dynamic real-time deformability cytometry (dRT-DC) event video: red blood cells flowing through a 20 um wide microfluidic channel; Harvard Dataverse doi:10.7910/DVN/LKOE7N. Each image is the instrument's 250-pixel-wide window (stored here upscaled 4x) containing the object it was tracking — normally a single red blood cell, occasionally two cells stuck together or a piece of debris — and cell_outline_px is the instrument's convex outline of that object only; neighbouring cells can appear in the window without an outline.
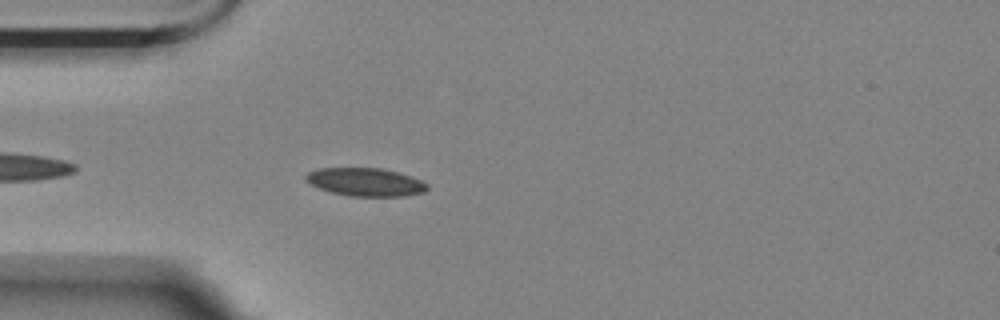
{"species": "Egyptian fruit bat (a non-hibernating species)", "species_latin": "Rousettus aegyptiacus", "temperature_condition": "room temperature", "stored_images_in_passage": 44, "camera_frame_rate_fps": 3000, "um_per_image_px": 0.085, "animal": {"sex": "female"}, "frame": {"image": 1, "passage_image": 4, "time_ms": 1.0, "image_size_px": [1000, 320], "cell_outline_px": [[428, 188], [424, 192], [404, 196], [348, 196], [332, 192], [320, 188], [304, 180], [304, 176], [308, 172], [320, 168], [380, 168], [412, 176], [428, 184]], "centroid_in_image_um": [31.07, 15.47], "position_along_channel_um": 53.9, "area_um2": 19.83}}
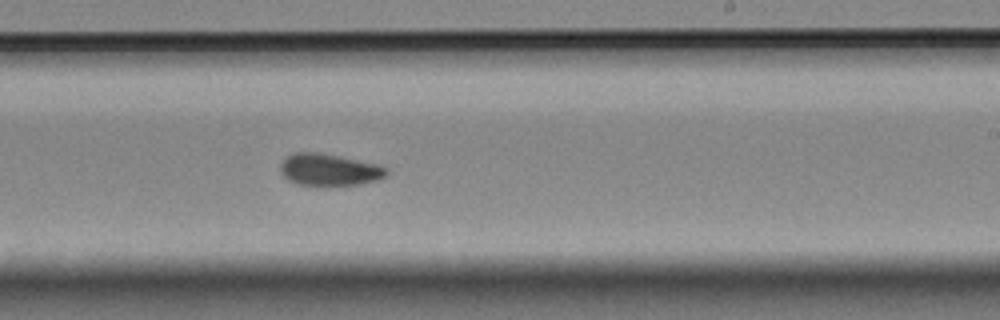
{"frame": {"image": 2, "passage_image": 22, "time_ms": 7.0, "image_size_px": [1000, 320], "cell_outline_px": [[388, 172], [384, 176], [376, 180], [360, 184], [296, 184], [288, 180], [280, 172], [280, 164], [292, 152], [320, 152], [380, 164], [388, 168]], "centroid_in_image_um": [27.98, 14.4], "position_along_channel_um": 261.0, "area_um2": 19.59}}
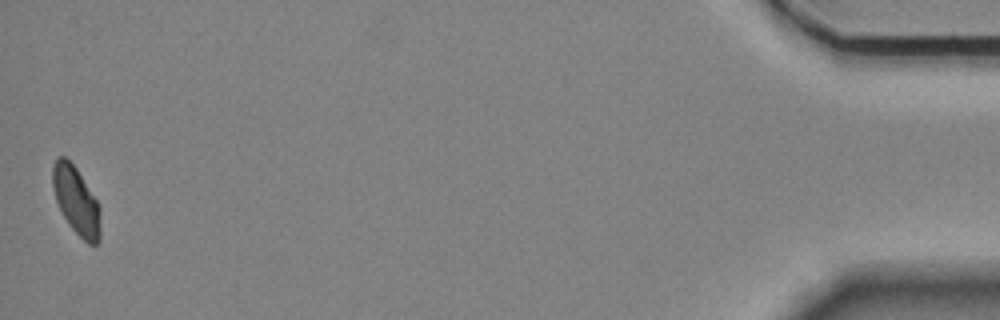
{"frame": {"image": 3, "passage_image": 44, "time_ms": 14.333, "image_size_px": [1000, 320], "cell_outline_px": [[100, 240], [96, 244], [88, 244], [72, 228], [64, 216], [56, 200], [52, 188], [52, 164], [60, 156], [64, 156], [76, 168], [96, 200], [100, 208]], "centroid_in_image_um": [6.47, 17.06], "position_along_channel_um": 428.7, "area_um2": 18.55}, "authors_computed_cell_mechanics": {"area_um2": 19.3919, "velocity_mm_per_s": 3.5386, "shape_relaxation_time_tau1_ms": null, "shape_relaxation_time_tau2_ms": 3.3277, "deformation_change_tau1": null, "deformation_change_tau2": 0.0765}}